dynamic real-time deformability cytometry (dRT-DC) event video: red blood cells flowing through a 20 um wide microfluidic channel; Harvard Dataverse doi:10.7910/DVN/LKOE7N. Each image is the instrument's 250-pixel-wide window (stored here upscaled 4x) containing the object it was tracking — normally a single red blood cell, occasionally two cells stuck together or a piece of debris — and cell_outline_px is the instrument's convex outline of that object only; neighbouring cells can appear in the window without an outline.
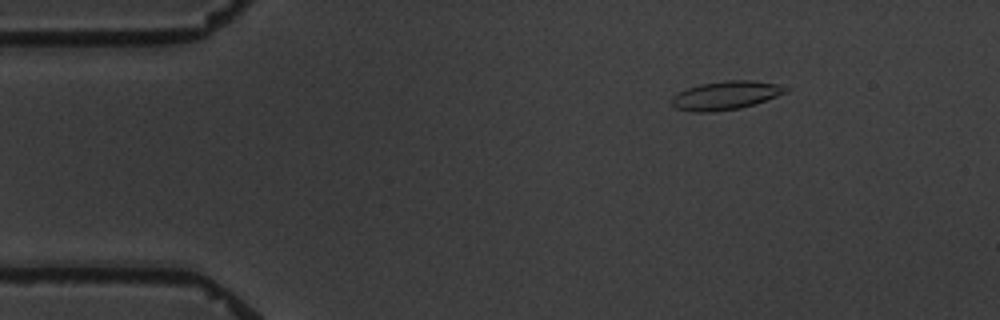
{"species": "common noctule bat (a hibernating species)", "species_latin": "Nyctalus noctula", "temperature_condition": "warm", "stored_images_in_passage": 6, "camera_frame_rate_fps": 3000, "um_per_image_px": 0.085, "animal": {"sex": "male", "body_mass_g": 19.5, "forearm_length_mm": 54.6}, "frame": {"image": 1, "passage_image": 3, "time_ms": 2.333, "image_size_px": [1000, 320], "cell_outline_px": [[792, 88], [788, 92], [756, 104], [740, 108], [712, 112], [696, 112], [676, 108], [668, 100], [672, 96], [688, 88], [700, 84], [724, 80], [752, 80], [780, 84]], "centroid_in_image_um": [61.73, 8.1], "position_along_channel_um": 23.3, "area_um2": 19.25}}
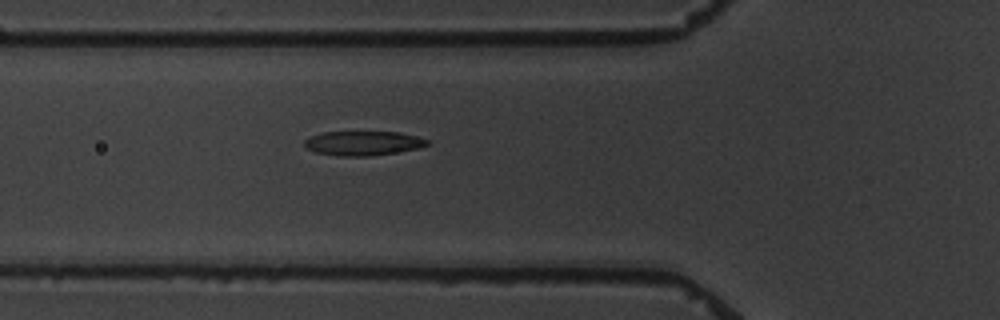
{"frame": {"image": 2, "passage_image": 6, "time_ms": 6.333, "image_size_px": [1000, 320], "cell_outline_px": [[432, 144], [420, 148], [396, 152], [368, 156], [340, 156], [316, 152], [308, 148], [304, 144], [304, 140], [312, 136], [324, 132], [400, 132], [416, 136], [428, 140]], "centroid_in_image_um": [30.91, 12.17], "position_along_channel_um": 94.9, "area_um2": 17.34}}